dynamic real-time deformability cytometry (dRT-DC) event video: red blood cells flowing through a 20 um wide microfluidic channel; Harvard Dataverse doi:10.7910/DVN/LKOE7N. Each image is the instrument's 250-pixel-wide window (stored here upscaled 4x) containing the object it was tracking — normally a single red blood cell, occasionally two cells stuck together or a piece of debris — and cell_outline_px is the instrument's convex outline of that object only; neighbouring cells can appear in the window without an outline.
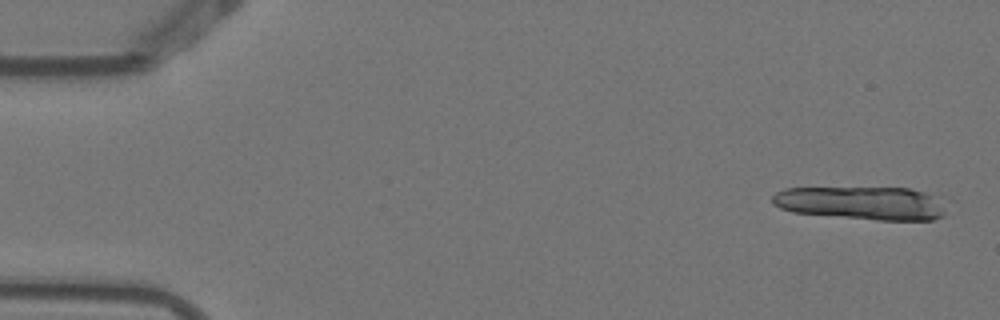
{"species": "Egyptian fruit bat (a non-hibernating species)", "species_latin": "Rousettus aegyptiacus", "temperature_condition": "warm", "stored_images_in_passage": 4, "camera_frame_rate_fps": 3000, "um_per_image_px": 0.085, "animal": {"sex": "female"}, "frame": {"image": 1, "passage_image": 1, "time_ms": 0.0, "image_size_px": [1000, 320], "cell_outline_px": [[956, 200], [944, 216], [932, 220], [880, 220], [792, 212], [780, 208], [772, 204], [772, 196], [776, 192], [784, 188], [908, 188]], "centroid_in_image_um": [73.47, 17.26], "position_along_channel_um": 11.5, "area_um2": 34.74}}